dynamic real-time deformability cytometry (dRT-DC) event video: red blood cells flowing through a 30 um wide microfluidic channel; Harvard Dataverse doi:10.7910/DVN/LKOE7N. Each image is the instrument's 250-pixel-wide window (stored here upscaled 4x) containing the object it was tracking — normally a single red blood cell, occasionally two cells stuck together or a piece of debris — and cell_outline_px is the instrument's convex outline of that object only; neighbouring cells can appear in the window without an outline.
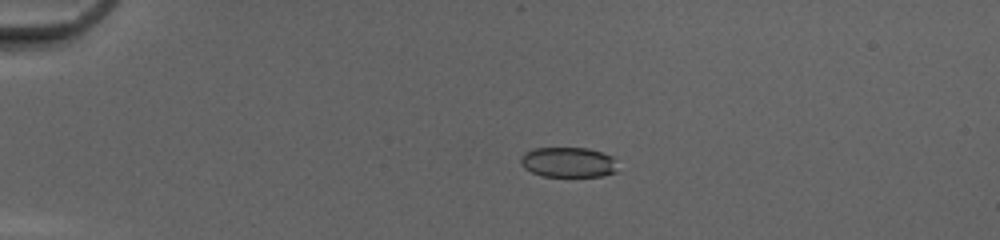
{"species": "common noctule bat (a hibernating species)", "species_latin": "Nyctalus noctula", "temperature_condition": "cold", "stored_images_in_passage": 39, "camera_frame_rate_fps": 3000, "um_per_image_px": 0.085, "animal": {"sex": "female", "body_mass_g": 20.0, "forearm_length_mm": 54.0}, "frame": {"image": 1, "passage_image": 1, "time_ms": 0.0, "image_size_px": [1000, 240], "cell_outline_px": [[616, 172], [604, 176], [540, 176], [524, 168], [520, 164], [520, 156], [524, 152], [532, 148], [588, 148], [612, 156], [616, 160]], "centroid_in_image_um": [48.27, 13.79], "position_along_channel_um": 36.7, "area_um2": 17.22}}
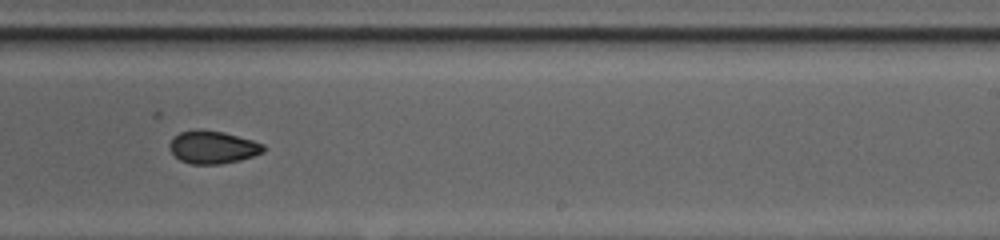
{"frame": {"image": 2, "passage_image": 22, "time_ms": 7.0, "image_size_px": [1000, 240], "cell_outline_px": [[264, 152], [240, 160], [220, 164], [192, 164], [180, 160], [168, 148], [168, 144], [180, 132], [196, 128], [200, 128], [224, 132], [252, 140], [264, 144]], "centroid_in_image_um": [18.07, 12.5], "position_along_channel_um": 270.9, "area_um2": 17.98}}
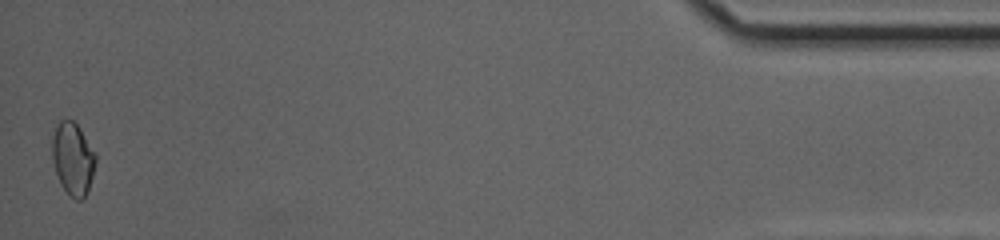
{"frame": {"image": 3, "passage_image": 39, "time_ms": 12.667, "image_size_px": [1000, 240], "cell_outline_px": [[96, 160], [92, 176], [88, 188], [84, 196], [80, 200], [76, 200], [60, 184], [52, 160], [52, 136], [60, 120], [72, 120], [80, 128], [96, 152]], "centroid_in_image_um": [6.2, 13.46], "position_along_channel_um": 429.0, "area_um2": 18.15}, "authors_computed_cell_mechanics": {"area_um2": 18.1492, "velocity_mm_per_s": 4.2144, "shape_relaxation_time_tau1_ms": null, "shape_relaxation_time_tau2_ms": 1.5704, "deformation_change_tau1": null, "deformation_change_tau2": 0.0539}}